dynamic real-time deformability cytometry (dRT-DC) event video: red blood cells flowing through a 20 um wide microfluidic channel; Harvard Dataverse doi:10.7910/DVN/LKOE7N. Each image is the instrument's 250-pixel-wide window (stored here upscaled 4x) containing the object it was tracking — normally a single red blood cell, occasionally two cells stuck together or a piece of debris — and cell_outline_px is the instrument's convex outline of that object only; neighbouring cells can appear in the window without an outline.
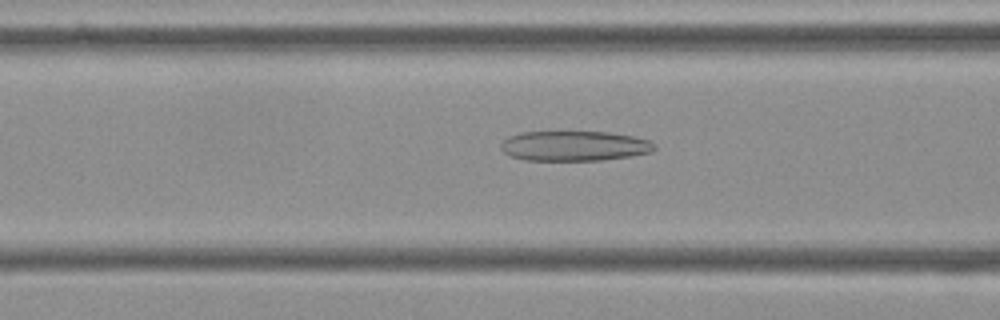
{"species": "Egyptian fruit bat (a non-hibernating species)", "species_latin": "Rousettus aegyptiacus", "temperature_condition": "cold", "stored_images_in_passage": 55, "camera_frame_rate_fps": 3000, "um_per_image_px": 0.085, "frame": {"image": 1, "passage_image": 21, "time_ms": 6.667, "image_size_px": [1000, 320], "cell_outline_px": [[656, 148], [652, 152], [632, 156], [600, 160], [528, 160], [512, 156], [504, 152], [500, 148], [500, 144], [508, 136], [520, 132], [608, 132], [632, 136], [648, 140], [656, 144]], "centroid_in_image_um": [48.83, 12.4], "position_along_channel_um": 117.8, "area_um2": 26.82}}
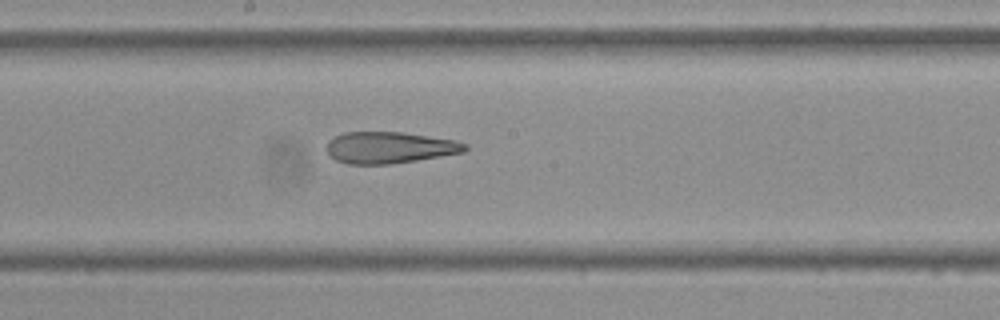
{"frame": {"image": 2, "passage_image": 29, "time_ms": 9.333, "image_size_px": [1000, 320], "cell_outline_px": [[468, 148], [464, 152], [392, 164], [348, 164], [336, 160], [328, 152], [328, 140], [344, 132], [404, 132], [456, 140], [468, 144]], "centroid_in_image_um": [33.14, 12.54], "position_along_channel_um": 215.1, "area_um2": 25.37}}
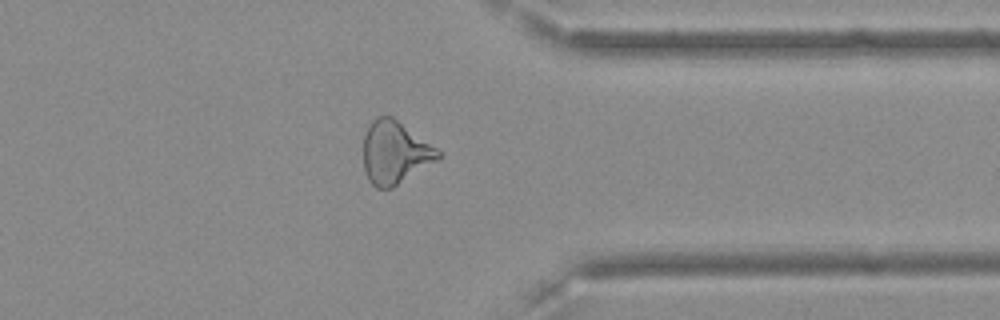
{"frame": {"image": 3, "passage_image": 43, "time_ms": 14.0, "image_size_px": [1000, 320], "cell_outline_px": [[444, 156], [392, 188], [376, 188], [368, 180], [364, 168], [364, 136], [368, 124], [376, 116], [392, 116], [444, 152]], "centroid_in_image_um": [33.59, 12.95], "position_along_channel_um": 377.8, "area_um2": 27.57}, "authors_computed_cell_mechanics": {"area_um2": 27.9174, "velocity_mm_per_s": 3.63, "shape_relaxation_time_tau1_ms": null, "shape_relaxation_time_tau2_ms": 2.9171, "deformation_change_tau1": null, "deformation_change_tau2": 0.1425}}